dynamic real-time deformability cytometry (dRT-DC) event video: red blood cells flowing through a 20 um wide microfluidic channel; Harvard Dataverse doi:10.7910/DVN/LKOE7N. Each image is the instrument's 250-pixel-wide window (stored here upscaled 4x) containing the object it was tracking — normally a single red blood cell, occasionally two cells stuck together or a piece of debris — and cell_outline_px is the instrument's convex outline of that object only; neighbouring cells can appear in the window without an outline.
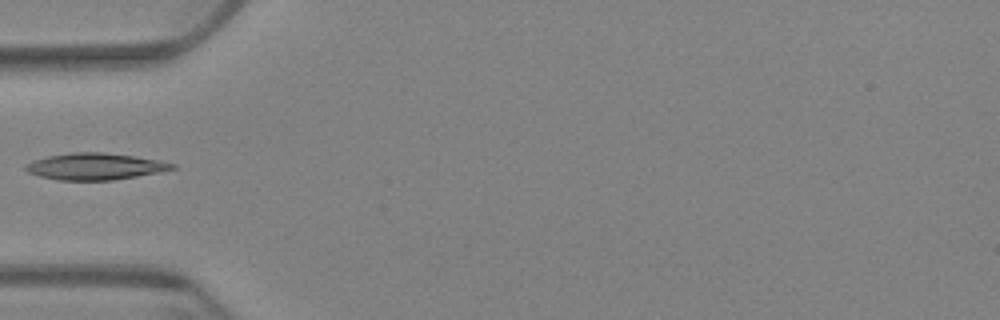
{"species": "Egyptian fruit bat (a non-hibernating species)", "species_latin": "Rousettus aegyptiacus", "temperature_condition": "warm", "stored_images_in_passage": 41, "camera_frame_rate_fps": 3000, "um_per_image_px": 0.085, "animal": {"sex": "female"}, "frame": {"image": 1, "passage_image": 1, "time_ms": 0.0, "image_size_px": [1000, 320], "cell_outline_px": [[176, 168], [136, 176], [112, 180], [56, 180], [40, 176], [28, 172], [24, 168], [24, 164], [32, 160], [48, 156], [72, 152], [100, 152], [132, 156], [160, 160], [176, 164]], "centroid_in_image_um": [8.03, 14.14], "position_along_channel_um": 77.0, "area_um2": 22.6}}
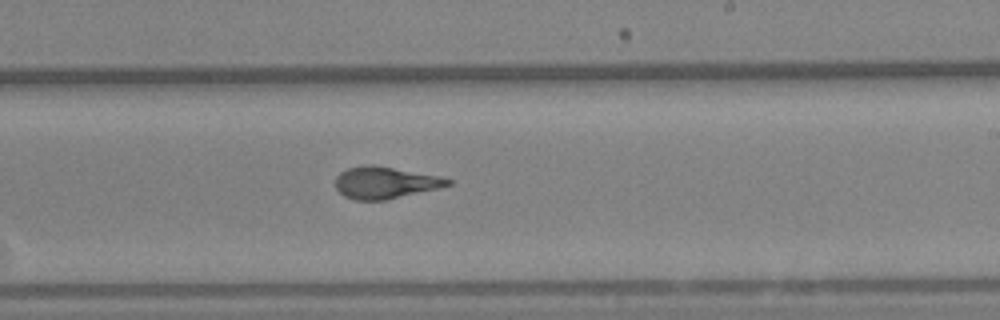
{"frame": {"image": 2, "passage_image": 17, "time_ms": 5.333, "image_size_px": [1000, 320], "cell_outline_px": [[452, 184], [388, 200], [356, 200], [344, 196], [336, 188], [336, 176], [340, 172], [348, 168], [364, 164], [372, 164], [440, 176], [452, 180]], "centroid_in_image_um": [32.71, 15.52], "position_along_channel_um": 256.3, "area_um2": 20.81}}
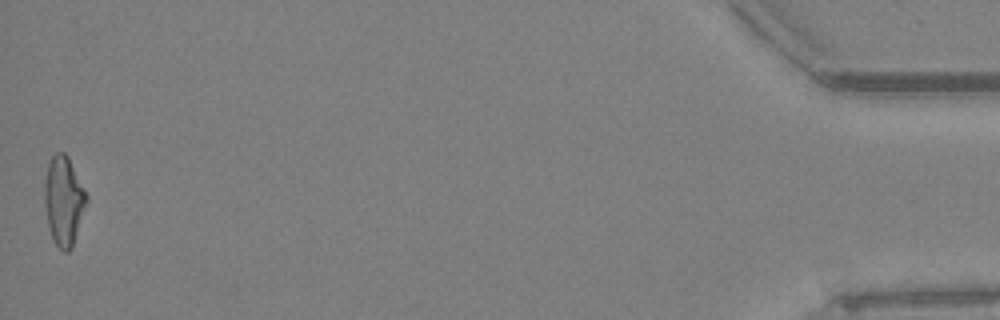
{"frame": {"image": 3, "passage_image": 41, "time_ms": 13.333, "image_size_px": [1000, 320], "cell_outline_px": [[88, 200], [72, 248], [68, 252], [64, 252], [56, 244], [52, 236], [48, 224], [44, 200], [44, 180], [48, 164], [52, 156], [56, 152], [64, 152], [68, 156], [88, 196]], "centroid_in_image_um": [5.42, 17.05], "position_along_channel_um": 429.8, "area_um2": 21.73}}